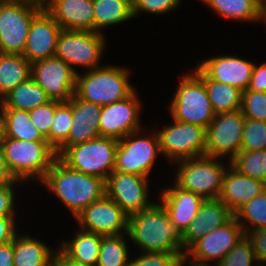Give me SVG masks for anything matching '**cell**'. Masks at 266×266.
I'll use <instances>...</instances> for the list:
<instances>
[{
	"label": "cell",
	"mask_w": 266,
	"mask_h": 266,
	"mask_svg": "<svg viewBox=\"0 0 266 266\" xmlns=\"http://www.w3.org/2000/svg\"><path fill=\"white\" fill-rule=\"evenodd\" d=\"M157 133L161 153L170 163L206 155V128L174 119Z\"/></svg>",
	"instance_id": "obj_11"
},
{
	"label": "cell",
	"mask_w": 266,
	"mask_h": 266,
	"mask_svg": "<svg viewBox=\"0 0 266 266\" xmlns=\"http://www.w3.org/2000/svg\"><path fill=\"white\" fill-rule=\"evenodd\" d=\"M127 235L132 240L131 243L141 249L140 252L185 254L181 235L159 201L129 216Z\"/></svg>",
	"instance_id": "obj_2"
},
{
	"label": "cell",
	"mask_w": 266,
	"mask_h": 266,
	"mask_svg": "<svg viewBox=\"0 0 266 266\" xmlns=\"http://www.w3.org/2000/svg\"><path fill=\"white\" fill-rule=\"evenodd\" d=\"M81 74H77L74 95L100 106L123 100L136 90L129 82L131 74L126 67L106 64Z\"/></svg>",
	"instance_id": "obj_4"
},
{
	"label": "cell",
	"mask_w": 266,
	"mask_h": 266,
	"mask_svg": "<svg viewBox=\"0 0 266 266\" xmlns=\"http://www.w3.org/2000/svg\"><path fill=\"white\" fill-rule=\"evenodd\" d=\"M41 183L61 200L75 218L105 195L103 179L71 169L59 157Z\"/></svg>",
	"instance_id": "obj_1"
},
{
	"label": "cell",
	"mask_w": 266,
	"mask_h": 266,
	"mask_svg": "<svg viewBox=\"0 0 266 266\" xmlns=\"http://www.w3.org/2000/svg\"><path fill=\"white\" fill-rule=\"evenodd\" d=\"M72 120V106L68 102L56 101L55 116L50 134L46 137L55 150L68 138Z\"/></svg>",
	"instance_id": "obj_36"
},
{
	"label": "cell",
	"mask_w": 266,
	"mask_h": 266,
	"mask_svg": "<svg viewBox=\"0 0 266 266\" xmlns=\"http://www.w3.org/2000/svg\"><path fill=\"white\" fill-rule=\"evenodd\" d=\"M17 180L11 174L6 161L4 159L2 150L0 148V188L8 187L15 183Z\"/></svg>",
	"instance_id": "obj_47"
},
{
	"label": "cell",
	"mask_w": 266,
	"mask_h": 266,
	"mask_svg": "<svg viewBox=\"0 0 266 266\" xmlns=\"http://www.w3.org/2000/svg\"><path fill=\"white\" fill-rule=\"evenodd\" d=\"M56 254L55 249L26 233L14 238V266H52Z\"/></svg>",
	"instance_id": "obj_25"
},
{
	"label": "cell",
	"mask_w": 266,
	"mask_h": 266,
	"mask_svg": "<svg viewBox=\"0 0 266 266\" xmlns=\"http://www.w3.org/2000/svg\"><path fill=\"white\" fill-rule=\"evenodd\" d=\"M265 189L264 182L242 175L228 165L219 199L234 213L240 206L260 195Z\"/></svg>",
	"instance_id": "obj_24"
},
{
	"label": "cell",
	"mask_w": 266,
	"mask_h": 266,
	"mask_svg": "<svg viewBox=\"0 0 266 266\" xmlns=\"http://www.w3.org/2000/svg\"><path fill=\"white\" fill-rule=\"evenodd\" d=\"M240 110L246 119L266 122V92L248 89L242 92Z\"/></svg>",
	"instance_id": "obj_37"
},
{
	"label": "cell",
	"mask_w": 266,
	"mask_h": 266,
	"mask_svg": "<svg viewBox=\"0 0 266 266\" xmlns=\"http://www.w3.org/2000/svg\"><path fill=\"white\" fill-rule=\"evenodd\" d=\"M93 6L94 32L134 18L132 0H93Z\"/></svg>",
	"instance_id": "obj_30"
},
{
	"label": "cell",
	"mask_w": 266,
	"mask_h": 266,
	"mask_svg": "<svg viewBox=\"0 0 266 266\" xmlns=\"http://www.w3.org/2000/svg\"><path fill=\"white\" fill-rule=\"evenodd\" d=\"M44 9L63 30L94 32L93 0H42Z\"/></svg>",
	"instance_id": "obj_21"
},
{
	"label": "cell",
	"mask_w": 266,
	"mask_h": 266,
	"mask_svg": "<svg viewBox=\"0 0 266 266\" xmlns=\"http://www.w3.org/2000/svg\"><path fill=\"white\" fill-rule=\"evenodd\" d=\"M20 181H16L8 187L0 188V217H16V207H15V185Z\"/></svg>",
	"instance_id": "obj_44"
},
{
	"label": "cell",
	"mask_w": 266,
	"mask_h": 266,
	"mask_svg": "<svg viewBox=\"0 0 266 266\" xmlns=\"http://www.w3.org/2000/svg\"><path fill=\"white\" fill-rule=\"evenodd\" d=\"M250 241L260 266H266V228L249 230L245 233Z\"/></svg>",
	"instance_id": "obj_43"
},
{
	"label": "cell",
	"mask_w": 266,
	"mask_h": 266,
	"mask_svg": "<svg viewBox=\"0 0 266 266\" xmlns=\"http://www.w3.org/2000/svg\"><path fill=\"white\" fill-rule=\"evenodd\" d=\"M245 236L242 226L233 216L227 223L206 233L186 252L185 259L201 266L215 265L220 262ZM190 257V258H189ZM214 263H209V261Z\"/></svg>",
	"instance_id": "obj_12"
},
{
	"label": "cell",
	"mask_w": 266,
	"mask_h": 266,
	"mask_svg": "<svg viewBox=\"0 0 266 266\" xmlns=\"http://www.w3.org/2000/svg\"><path fill=\"white\" fill-rule=\"evenodd\" d=\"M31 77L51 100L68 102L74 96L77 73L56 56L32 63Z\"/></svg>",
	"instance_id": "obj_15"
},
{
	"label": "cell",
	"mask_w": 266,
	"mask_h": 266,
	"mask_svg": "<svg viewBox=\"0 0 266 266\" xmlns=\"http://www.w3.org/2000/svg\"><path fill=\"white\" fill-rule=\"evenodd\" d=\"M24 1H42V0H24Z\"/></svg>",
	"instance_id": "obj_53"
},
{
	"label": "cell",
	"mask_w": 266,
	"mask_h": 266,
	"mask_svg": "<svg viewBox=\"0 0 266 266\" xmlns=\"http://www.w3.org/2000/svg\"><path fill=\"white\" fill-rule=\"evenodd\" d=\"M56 250L57 254L54 259L55 266H96V265L82 264L75 261H71L58 248Z\"/></svg>",
	"instance_id": "obj_49"
},
{
	"label": "cell",
	"mask_w": 266,
	"mask_h": 266,
	"mask_svg": "<svg viewBox=\"0 0 266 266\" xmlns=\"http://www.w3.org/2000/svg\"><path fill=\"white\" fill-rule=\"evenodd\" d=\"M141 101L136 91L123 100L102 106L100 113V136L121 140L141 128Z\"/></svg>",
	"instance_id": "obj_16"
},
{
	"label": "cell",
	"mask_w": 266,
	"mask_h": 266,
	"mask_svg": "<svg viewBox=\"0 0 266 266\" xmlns=\"http://www.w3.org/2000/svg\"><path fill=\"white\" fill-rule=\"evenodd\" d=\"M50 100L44 89L30 77L4 96L0 103L1 108L31 111Z\"/></svg>",
	"instance_id": "obj_29"
},
{
	"label": "cell",
	"mask_w": 266,
	"mask_h": 266,
	"mask_svg": "<svg viewBox=\"0 0 266 266\" xmlns=\"http://www.w3.org/2000/svg\"><path fill=\"white\" fill-rule=\"evenodd\" d=\"M248 90L266 92V63L254 65Z\"/></svg>",
	"instance_id": "obj_46"
},
{
	"label": "cell",
	"mask_w": 266,
	"mask_h": 266,
	"mask_svg": "<svg viewBox=\"0 0 266 266\" xmlns=\"http://www.w3.org/2000/svg\"><path fill=\"white\" fill-rule=\"evenodd\" d=\"M16 217H0V245L14 240L18 234Z\"/></svg>",
	"instance_id": "obj_45"
},
{
	"label": "cell",
	"mask_w": 266,
	"mask_h": 266,
	"mask_svg": "<svg viewBox=\"0 0 266 266\" xmlns=\"http://www.w3.org/2000/svg\"><path fill=\"white\" fill-rule=\"evenodd\" d=\"M137 130L118 141L115 154L114 171L137 174L148 177L156 162L157 155H162L157 132L141 135ZM145 135V136H144ZM147 136V137H146ZM140 137V138H139Z\"/></svg>",
	"instance_id": "obj_10"
},
{
	"label": "cell",
	"mask_w": 266,
	"mask_h": 266,
	"mask_svg": "<svg viewBox=\"0 0 266 266\" xmlns=\"http://www.w3.org/2000/svg\"><path fill=\"white\" fill-rule=\"evenodd\" d=\"M14 240L0 245V266H14Z\"/></svg>",
	"instance_id": "obj_48"
},
{
	"label": "cell",
	"mask_w": 266,
	"mask_h": 266,
	"mask_svg": "<svg viewBox=\"0 0 266 266\" xmlns=\"http://www.w3.org/2000/svg\"><path fill=\"white\" fill-rule=\"evenodd\" d=\"M62 28L43 8L32 20L23 56L32 64L55 56Z\"/></svg>",
	"instance_id": "obj_18"
},
{
	"label": "cell",
	"mask_w": 266,
	"mask_h": 266,
	"mask_svg": "<svg viewBox=\"0 0 266 266\" xmlns=\"http://www.w3.org/2000/svg\"><path fill=\"white\" fill-rule=\"evenodd\" d=\"M255 63L230 55H218L199 62L197 67L211 80L248 89Z\"/></svg>",
	"instance_id": "obj_19"
},
{
	"label": "cell",
	"mask_w": 266,
	"mask_h": 266,
	"mask_svg": "<svg viewBox=\"0 0 266 266\" xmlns=\"http://www.w3.org/2000/svg\"><path fill=\"white\" fill-rule=\"evenodd\" d=\"M266 22V0H260L259 4V21Z\"/></svg>",
	"instance_id": "obj_50"
},
{
	"label": "cell",
	"mask_w": 266,
	"mask_h": 266,
	"mask_svg": "<svg viewBox=\"0 0 266 266\" xmlns=\"http://www.w3.org/2000/svg\"><path fill=\"white\" fill-rule=\"evenodd\" d=\"M148 177L113 171L105 181V195L131 216L149 208Z\"/></svg>",
	"instance_id": "obj_14"
},
{
	"label": "cell",
	"mask_w": 266,
	"mask_h": 266,
	"mask_svg": "<svg viewBox=\"0 0 266 266\" xmlns=\"http://www.w3.org/2000/svg\"><path fill=\"white\" fill-rule=\"evenodd\" d=\"M229 162L238 173L266 184V149L240 150Z\"/></svg>",
	"instance_id": "obj_35"
},
{
	"label": "cell",
	"mask_w": 266,
	"mask_h": 266,
	"mask_svg": "<svg viewBox=\"0 0 266 266\" xmlns=\"http://www.w3.org/2000/svg\"><path fill=\"white\" fill-rule=\"evenodd\" d=\"M183 0H132L134 18L140 13L165 15L181 5Z\"/></svg>",
	"instance_id": "obj_41"
},
{
	"label": "cell",
	"mask_w": 266,
	"mask_h": 266,
	"mask_svg": "<svg viewBox=\"0 0 266 266\" xmlns=\"http://www.w3.org/2000/svg\"><path fill=\"white\" fill-rule=\"evenodd\" d=\"M233 216L234 213L219 198L204 200L196 218L181 235L184 252L206 233L223 226Z\"/></svg>",
	"instance_id": "obj_23"
},
{
	"label": "cell",
	"mask_w": 266,
	"mask_h": 266,
	"mask_svg": "<svg viewBox=\"0 0 266 266\" xmlns=\"http://www.w3.org/2000/svg\"><path fill=\"white\" fill-rule=\"evenodd\" d=\"M163 189L162 192H159L161 193L160 203L167 211L175 229L182 235L196 218L204 199L193 192L178 187L175 183L173 186Z\"/></svg>",
	"instance_id": "obj_22"
},
{
	"label": "cell",
	"mask_w": 266,
	"mask_h": 266,
	"mask_svg": "<svg viewBox=\"0 0 266 266\" xmlns=\"http://www.w3.org/2000/svg\"><path fill=\"white\" fill-rule=\"evenodd\" d=\"M228 20L259 21L260 0H200Z\"/></svg>",
	"instance_id": "obj_32"
},
{
	"label": "cell",
	"mask_w": 266,
	"mask_h": 266,
	"mask_svg": "<svg viewBox=\"0 0 266 266\" xmlns=\"http://www.w3.org/2000/svg\"><path fill=\"white\" fill-rule=\"evenodd\" d=\"M0 137H1V103H0Z\"/></svg>",
	"instance_id": "obj_52"
},
{
	"label": "cell",
	"mask_w": 266,
	"mask_h": 266,
	"mask_svg": "<svg viewBox=\"0 0 266 266\" xmlns=\"http://www.w3.org/2000/svg\"><path fill=\"white\" fill-rule=\"evenodd\" d=\"M193 70L192 72H194L206 86L207 95L215 115L233 112L241 108L242 91L231 85L209 79L198 67Z\"/></svg>",
	"instance_id": "obj_28"
},
{
	"label": "cell",
	"mask_w": 266,
	"mask_h": 266,
	"mask_svg": "<svg viewBox=\"0 0 266 266\" xmlns=\"http://www.w3.org/2000/svg\"><path fill=\"white\" fill-rule=\"evenodd\" d=\"M103 35L100 32L62 29L57 39L55 56L67 63L77 74V66L84 67L87 71L101 67L106 48Z\"/></svg>",
	"instance_id": "obj_9"
},
{
	"label": "cell",
	"mask_w": 266,
	"mask_h": 266,
	"mask_svg": "<svg viewBox=\"0 0 266 266\" xmlns=\"http://www.w3.org/2000/svg\"><path fill=\"white\" fill-rule=\"evenodd\" d=\"M68 103L72 106V125L68 138L55 150L57 157L69 146L81 144L100 136L99 122L102 106L84 101L75 95Z\"/></svg>",
	"instance_id": "obj_20"
},
{
	"label": "cell",
	"mask_w": 266,
	"mask_h": 266,
	"mask_svg": "<svg viewBox=\"0 0 266 266\" xmlns=\"http://www.w3.org/2000/svg\"><path fill=\"white\" fill-rule=\"evenodd\" d=\"M78 230L71 240L63 241L58 249L71 261L97 265L103 236L81 228Z\"/></svg>",
	"instance_id": "obj_26"
},
{
	"label": "cell",
	"mask_w": 266,
	"mask_h": 266,
	"mask_svg": "<svg viewBox=\"0 0 266 266\" xmlns=\"http://www.w3.org/2000/svg\"><path fill=\"white\" fill-rule=\"evenodd\" d=\"M75 219L81 229L102 236L128 232L129 216L106 195L86 207Z\"/></svg>",
	"instance_id": "obj_17"
},
{
	"label": "cell",
	"mask_w": 266,
	"mask_h": 266,
	"mask_svg": "<svg viewBox=\"0 0 266 266\" xmlns=\"http://www.w3.org/2000/svg\"><path fill=\"white\" fill-rule=\"evenodd\" d=\"M117 146L118 140L98 136L87 142L69 146L59 158L71 169L106 181L114 171Z\"/></svg>",
	"instance_id": "obj_8"
},
{
	"label": "cell",
	"mask_w": 266,
	"mask_h": 266,
	"mask_svg": "<svg viewBox=\"0 0 266 266\" xmlns=\"http://www.w3.org/2000/svg\"><path fill=\"white\" fill-rule=\"evenodd\" d=\"M185 265H187V266L188 265L189 266H201V265H195V264L189 263V261H187L186 259H184V261L182 262L181 266H185Z\"/></svg>",
	"instance_id": "obj_51"
},
{
	"label": "cell",
	"mask_w": 266,
	"mask_h": 266,
	"mask_svg": "<svg viewBox=\"0 0 266 266\" xmlns=\"http://www.w3.org/2000/svg\"><path fill=\"white\" fill-rule=\"evenodd\" d=\"M221 158L200 156L176 162L174 183L186 190L206 199H217L222 190L227 165ZM226 164V165H225Z\"/></svg>",
	"instance_id": "obj_5"
},
{
	"label": "cell",
	"mask_w": 266,
	"mask_h": 266,
	"mask_svg": "<svg viewBox=\"0 0 266 266\" xmlns=\"http://www.w3.org/2000/svg\"><path fill=\"white\" fill-rule=\"evenodd\" d=\"M244 232L266 228V189L234 212ZM244 221V222H243ZM250 225V226H249Z\"/></svg>",
	"instance_id": "obj_33"
},
{
	"label": "cell",
	"mask_w": 266,
	"mask_h": 266,
	"mask_svg": "<svg viewBox=\"0 0 266 266\" xmlns=\"http://www.w3.org/2000/svg\"><path fill=\"white\" fill-rule=\"evenodd\" d=\"M0 148L11 174L16 180L26 183L30 179L41 182L57 158L48 141L0 137Z\"/></svg>",
	"instance_id": "obj_3"
},
{
	"label": "cell",
	"mask_w": 266,
	"mask_h": 266,
	"mask_svg": "<svg viewBox=\"0 0 266 266\" xmlns=\"http://www.w3.org/2000/svg\"><path fill=\"white\" fill-rule=\"evenodd\" d=\"M31 77V63L21 54L0 53V100Z\"/></svg>",
	"instance_id": "obj_31"
},
{
	"label": "cell",
	"mask_w": 266,
	"mask_h": 266,
	"mask_svg": "<svg viewBox=\"0 0 266 266\" xmlns=\"http://www.w3.org/2000/svg\"><path fill=\"white\" fill-rule=\"evenodd\" d=\"M43 1L0 0V53L23 54L33 18Z\"/></svg>",
	"instance_id": "obj_7"
},
{
	"label": "cell",
	"mask_w": 266,
	"mask_h": 266,
	"mask_svg": "<svg viewBox=\"0 0 266 266\" xmlns=\"http://www.w3.org/2000/svg\"><path fill=\"white\" fill-rule=\"evenodd\" d=\"M255 261V262H254ZM255 263V264H254ZM260 266L250 241L244 236L240 242L214 266Z\"/></svg>",
	"instance_id": "obj_39"
},
{
	"label": "cell",
	"mask_w": 266,
	"mask_h": 266,
	"mask_svg": "<svg viewBox=\"0 0 266 266\" xmlns=\"http://www.w3.org/2000/svg\"><path fill=\"white\" fill-rule=\"evenodd\" d=\"M127 234L103 236L96 266H129Z\"/></svg>",
	"instance_id": "obj_34"
},
{
	"label": "cell",
	"mask_w": 266,
	"mask_h": 266,
	"mask_svg": "<svg viewBox=\"0 0 266 266\" xmlns=\"http://www.w3.org/2000/svg\"><path fill=\"white\" fill-rule=\"evenodd\" d=\"M245 119L240 109L216 114L206 128V155L230 161L241 149Z\"/></svg>",
	"instance_id": "obj_13"
},
{
	"label": "cell",
	"mask_w": 266,
	"mask_h": 266,
	"mask_svg": "<svg viewBox=\"0 0 266 266\" xmlns=\"http://www.w3.org/2000/svg\"><path fill=\"white\" fill-rule=\"evenodd\" d=\"M185 254H169L164 252H141L129 266H181Z\"/></svg>",
	"instance_id": "obj_40"
},
{
	"label": "cell",
	"mask_w": 266,
	"mask_h": 266,
	"mask_svg": "<svg viewBox=\"0 0 266 266\" xmlns=\"http://www.w3.org/2000/svg\"><path fill=\"white\" fill-rule=\"evenodd\" d=\"M168 107L172 119L204 128L215 116L206 86L194 72L182 75Z\"/></svg>",
	"instance_id": "obj_6"
},
{
	"label": "cell",
	"mask_w": 266,
	"mask_h": 266,
	"mask_svg": "<svg viewBox=\"0 0 266 266\" xmlns=\"http://www.w3.org/2000/svg\"><path fill=\"white\" fill-rule=\"evenodd\" d=\"M56 100L36 107L29 111L30 120L39 132L46 138L50 134L51 124L55 116Z\"/></svg>",
	"instance_id": "obj_42"
},
{
	"label": "cell",
	"mask_w": 266,
	"mask_h": 266,
	"mask_svg": "<svg viewBox=\"0 0 266 266\" xmlns=\"http://www.w3.org/2000/svg\"><path fill=\"white\" fill-rule=\"evenodd\" d=\"M1 137L23 141H47L32 124L29 111L1 108Z\"/></svg>",
	"instance_id": "obj_27"
},
{
	"label": "cell",
	"mask_w": 266,
	"mask_h": 266,
	"mask_svg": "<svg viewBox=\"0 0 266 266\" xmlns=\"http://www.w3.org/2000/svg\"><path fill=\"white\" fill-rule=\"evenodd\" d=\"M266 149V122L245 119L241 149L255 151Z\"/></svg>",
	"instance_id": "obj_38"
}]
</instances>
